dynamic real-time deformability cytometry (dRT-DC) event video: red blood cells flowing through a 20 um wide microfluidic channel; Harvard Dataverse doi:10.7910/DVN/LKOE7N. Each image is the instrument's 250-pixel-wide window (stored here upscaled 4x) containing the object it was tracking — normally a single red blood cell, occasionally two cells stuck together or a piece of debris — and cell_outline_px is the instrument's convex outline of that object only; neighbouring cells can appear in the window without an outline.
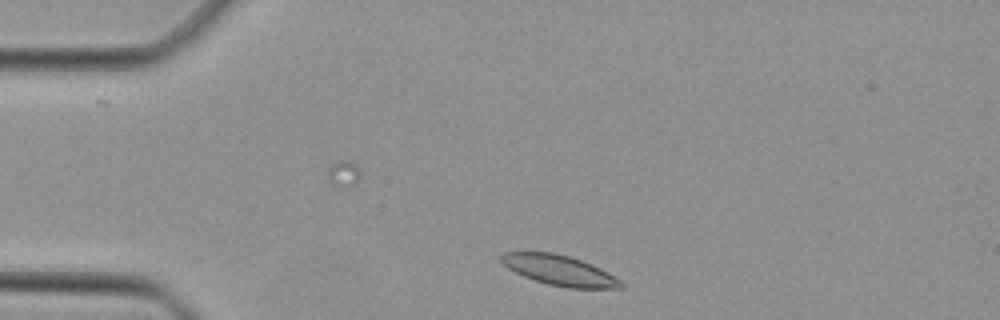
{"species": "Egyptian fruit bat (a non-hibernating species)", "species_latin": "Rousettus aegyptiacus", "temperature_condition": "cold", "stored_images_in_passage": 38, "camera_frame_rate_fps": 3000, "um_per_image_px": 0.085, "animal": {"sex": "female"}, "frame": {"image": 1, "passage_image": 1, "time_ms": 0.0, "image_size_px": [1000, 320], "cell_outline_px": [[624, 288], [568, 288], [548, 284], [524, 276], [508, 268], [500, 260], [500, 256], [504, 252], [552, 252], [568, 256], [592, 264], [608, 272], [620, 280], [624, 284]], "centroid_in_image_um": [47.57, 22.98], "position_along_channel_um": 37.4, "area_um2": 20.87}}
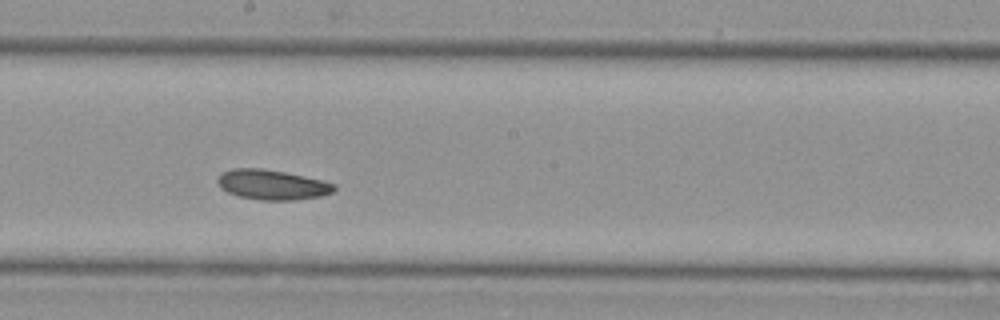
{"frame": {"image": 2, "passage_image": 17, "time_ms": 5.333, "image_size_px": [1000, 320], "cell_outline_px": [[336, 188], [332, 192], [320, 196], [296, 200], [260, 200], [240, 196], [228, 192], [220, 188], [216, 180], [224, 172], [232, 168], [264, 168], [324, 180], [336, 184]], "centroid_in_image_um": [23.15, 15.7], "position_along_channel_um": 225.1, "area_um2": 20.35}}
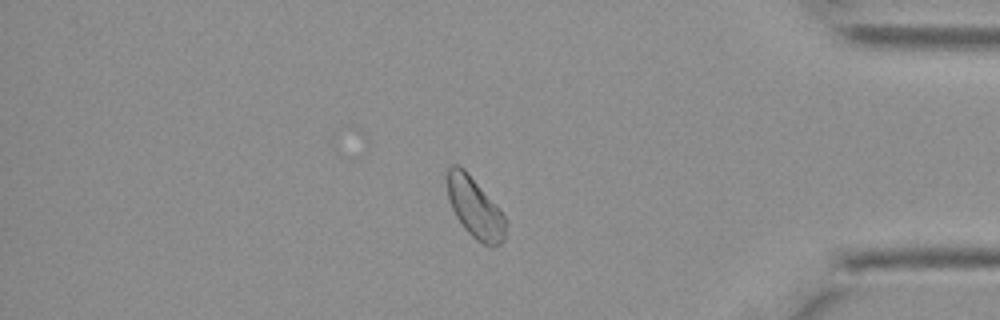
{"frame": {"image": 3, "passage_image": 31, "time_ms": 10.0, "image_size_px": [1000, 320], "cell_outline_px": [[508, 224], [504, 240], [500, 244], [492, 248], [488, 248], [476, 240], [464, 228], [456, 216], [452, 208], [448, 196], [448, 168], [452, 164], [460, 164], [464, 168], [508, 220]], "centroid_in_image_um": [40.41, 17.72], "position_along_channel_um": 394.8, "area_um2": 20.58}}